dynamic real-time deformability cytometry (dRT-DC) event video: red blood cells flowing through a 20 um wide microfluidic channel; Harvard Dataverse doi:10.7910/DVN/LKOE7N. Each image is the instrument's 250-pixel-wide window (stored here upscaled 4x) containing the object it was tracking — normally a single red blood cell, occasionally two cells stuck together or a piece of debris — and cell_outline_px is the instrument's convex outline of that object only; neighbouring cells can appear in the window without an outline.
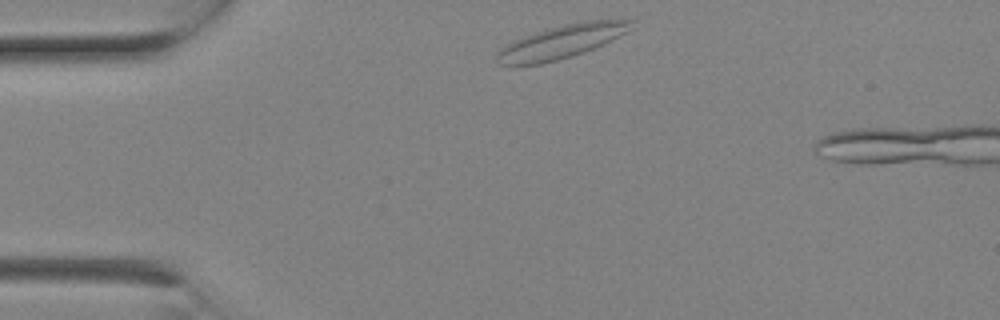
{"species": "Egyptian fruit bat (a non-hibernating species)", "species_latin": "Rousettus aegyptiacus", "temperature_condition": "room temperature", "stored_images_in_passage": 2, "camera_frame_rate_fps": 3000, "um_per_image_px": 0.085, "animal": {"sex": "female"}, "frame": {"image": 1, "passage_image": 1, "time_ms": 0.0, "image_size_px": [1000, 320], "cell_outline_px": [[636, 20], [628, 32], [604, 44], [584, 52], [572, 56], [540, 64], [496, 64], [496, 56], [500, 48], [504, 44], [524, 36], [536, 32], [564, 24], [584, 20], [636, 16]], "centroid_in_image_um": [47.88, 3.48], "position_along_channel_um": 37.1, "area_um2": 26.76}}